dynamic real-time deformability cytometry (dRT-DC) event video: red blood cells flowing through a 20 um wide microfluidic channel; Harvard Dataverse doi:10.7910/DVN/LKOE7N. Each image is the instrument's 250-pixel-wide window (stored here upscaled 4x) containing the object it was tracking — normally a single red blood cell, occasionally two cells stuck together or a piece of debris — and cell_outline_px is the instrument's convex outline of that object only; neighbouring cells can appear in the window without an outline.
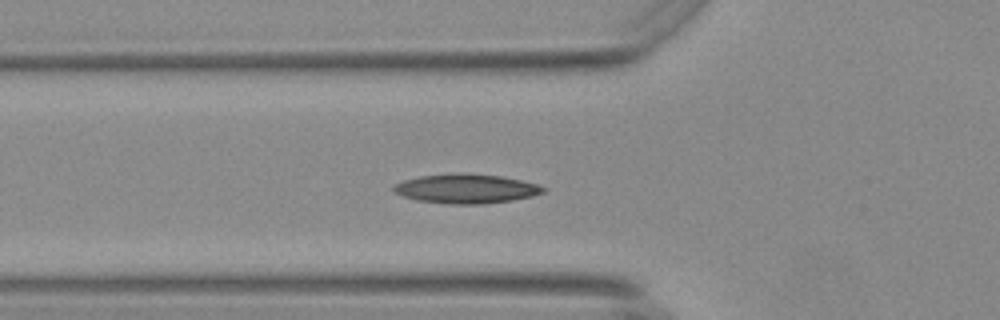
{"species": "Egyptian fruit bat (a non-hibernating species)", "species_latin": "Rousettus aegyptiacus", "temperature_condition": "warm", "stored_images_in_passage": 39, "camera_frame_rate_fps": 3000, "um_per_image_px": 0.085, "animal": {"sex": "female"}, "frame": {"image": 1, "passage_image": 2, "time_ms": 0.333, "image_size_px": [1000, 320], "cell_outline_px": [[544, 192], [532, 196], [512, 200], [484, 204], [448, 204], [416, 200], [400, 196], [392, 188], [396, 184], [404, 180], [420, 176], [500, 176], [520, 180], [536, 184], [544, 188]], "centroid_in_image_um": [39.61, 16.1], "position_along_channel_um": 86.2, "area_um2": 24.33}}
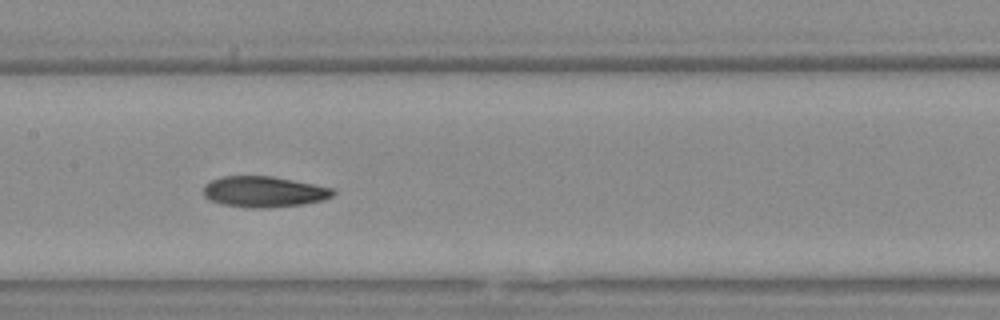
{"frame": {"image": 2, "passage_image": 10, "time_ms": 3.0, "image_size_px": [1000, 320], "cell_outline_px": [[336, 192], [332, 196], [324, 200], [304, 204], [272, 208], [252, 208], [220, 204], [204, 196], [204, 184], [212, 180], [224, 176], [272, 176], [332, 188]], "centroid_in_image_um": [22.44, 16.31], "position_along_channel_um": 185.0, "area_um2": 23.29}}
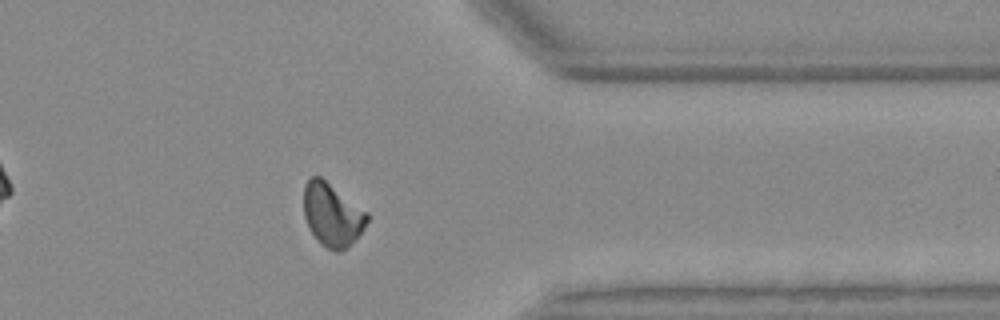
{"frame": {"image": 3, "passage_image": 27, "time_ms": 8.667, "image_size_px": [1000, 320], "cell_outline_px": [[368, 220], [364, 228], [352, 244], [340, 252], [336, 252], [320, 244], [316, 240], [308, 228], [304, 216], [304, 184], [312, 176], [320, 176], [368, 212]], "centroid_in_image_um": [28.23, 18.27], "position_along_channel_um": 383.2, "area_um2": 23.47}}